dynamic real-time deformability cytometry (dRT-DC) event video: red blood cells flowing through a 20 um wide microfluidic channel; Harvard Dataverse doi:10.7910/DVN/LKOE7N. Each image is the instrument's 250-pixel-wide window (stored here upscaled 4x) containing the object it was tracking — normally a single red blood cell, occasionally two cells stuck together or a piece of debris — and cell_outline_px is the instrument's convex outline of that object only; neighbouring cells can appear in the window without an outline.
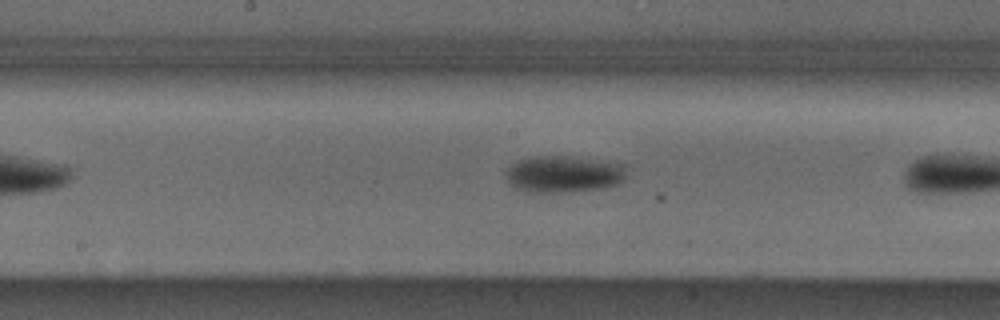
{"species": "Egyptian fruit bat (a non-hibernating species)", "species_latin": "Rousettus aegyptiacus", "temperature_condition": "cold", "stored_images_in_passage": 26, "camera_frame_rate_fps": 3000, "um_per_image_px": 0.085, "animal": {"sex": "male"}, "frame": {"image": 1, "passage_image": 12, "time_ms": 3.667, "image_size_px": [1000, 320], "cell_outline_px": [[628, 164], [624, 180], [616, 184], [604, 188], [564, 192], [528, 192], [516, 188], [508, 180], [504, 172], [512, 164], [520, 160], [536, 156], [564, 156]], "centroid_in_image_um": [47.94, 14.8], "position_along_channel_um": 200.3, "area_um2": 25.78}}